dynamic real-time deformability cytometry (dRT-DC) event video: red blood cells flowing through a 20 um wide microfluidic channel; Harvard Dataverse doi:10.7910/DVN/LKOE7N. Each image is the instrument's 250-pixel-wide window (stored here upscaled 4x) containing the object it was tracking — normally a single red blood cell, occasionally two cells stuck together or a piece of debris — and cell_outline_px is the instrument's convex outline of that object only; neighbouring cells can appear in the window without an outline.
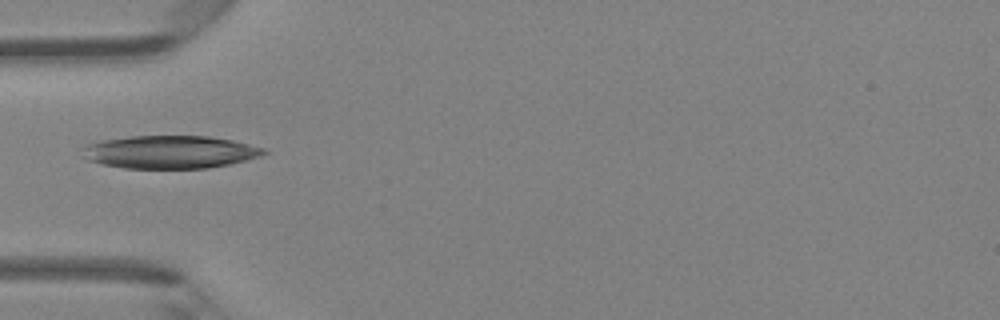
{"species": "Egyptian fruit bat (a non-hibernating species)", "species_latin": "Rousettus aegyptiacus", "temperature_condition": "room temperature", "stored_images_in_passage": 1, "camera_frame_rate_fps": 3000, "um_per_image_px": 0.085, "animal": {"sex": "female"}, "frame": {"image": 1, "passage_image": 1, "time_ms": 0.0, "image_size_px": [1000, 320], "cell_outline_px": [[268, 152], [260, 156], [228, 164], [208, 168], [124, 168], [100, 164], [88, 160], [80, 156], [80, 148], [84, 144], [96, 140], [132, 136], [208, 136], [232, 140], [264, 148]], "centroid_in_image_um": [14.32, 12.91], "position_along_channel_um": 70.7, "area_um2": 35.14}}